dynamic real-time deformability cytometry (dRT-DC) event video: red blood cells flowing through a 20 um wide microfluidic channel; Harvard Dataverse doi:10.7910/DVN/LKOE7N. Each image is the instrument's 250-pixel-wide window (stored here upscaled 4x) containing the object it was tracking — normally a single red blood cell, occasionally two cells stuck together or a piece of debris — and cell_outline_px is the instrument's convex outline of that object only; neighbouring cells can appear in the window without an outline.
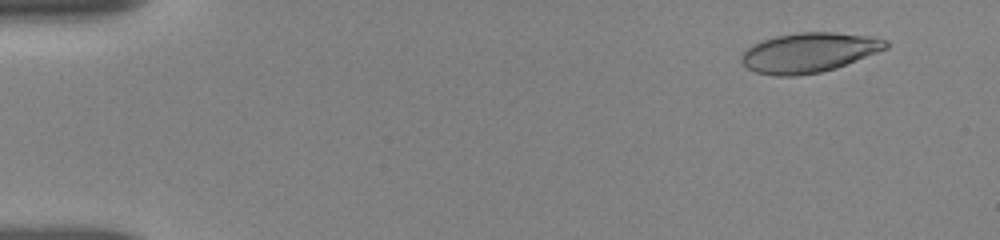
{"species": "human", "species_latin": "Homo sapiens", "temperature_condition": "room temperature", "stored_images_in_passage": 18, "camera_frame_rate_fps": 3000, "um_per_image_px": 0.085, "donor": {"sex": "female"}, "frame": {"image": 1, "passage_image": 4, "time_ms": 1.0, "image_size_px": [1000, 240], "cell_outline_px": [[888, 48], [836, 68], [820, 72], [796, 76], [776, 76], [756, 72], [748, 68], [740, 60], [740, 56], [752, 44], [776, 36], [796, 32], [836, 32], [876, 36], [888, 40]], "centroid_in_image_um": [68.79, 4.45], "position_along_channel_um": 16.2, "area_um2": 33.58}}
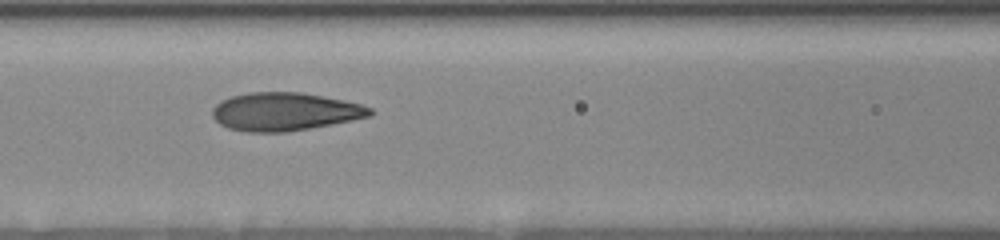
{"frame": {"image": 2, "passage_image": 16, "time_ms": 7.333, "image_size_px": [1000, 240], "cell_outline_px": [[376, 112], [368, 116], [352, 120], [332, 124], [288, 132], [248, 132], [228, 128], [220, 124], [212, 116], [212, 108], [216, 104], [232, 96], [248, 92], [300, 92], [344, 100], [360, 104], [372, 108]], "centroid_in_image_um": [24.2, 9.49], "position_along_channel_um": 142.4, "area_um2": 34.97}}
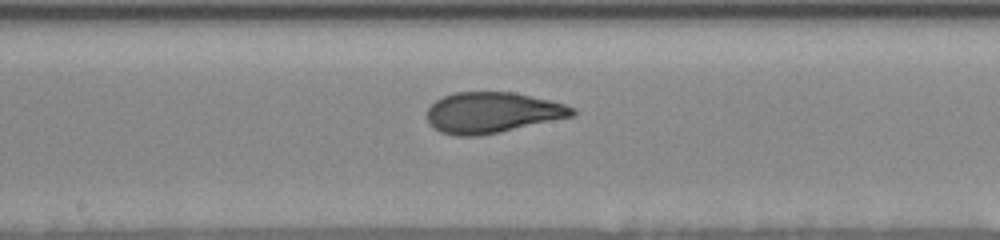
{"frame": {"image": 3, "passage_image": 18, "time_ms": 9.0, "image_size_px": [1000, 240], "cell_outline_px": [[576, 112], [572, 116], [480, 136], [456, 136], [440, 132], [432, 128], [428, 124], [428, 108], [436, 100], [452, 92], [512, 92], [548, 100], [564, 104], [576, 108]], "centroid_in_image_um": [41.79, 9.57], "position_along_channel_um": 206.4, "area_um2": 34.33}}